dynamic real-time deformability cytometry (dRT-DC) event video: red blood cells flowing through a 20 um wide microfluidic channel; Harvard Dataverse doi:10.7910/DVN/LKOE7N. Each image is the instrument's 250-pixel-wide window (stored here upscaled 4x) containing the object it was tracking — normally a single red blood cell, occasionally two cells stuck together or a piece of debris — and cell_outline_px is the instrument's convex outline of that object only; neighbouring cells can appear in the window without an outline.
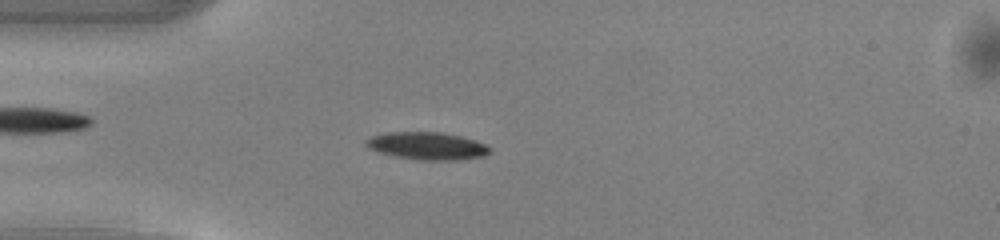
{"species": "common noctule bat (a hibernating species)", "species_latin": "Nyctalus noctula", "temperature_condition": "warm", "stored_images_in_passage": 49, "camera_frame_rate_fps": 3000, "um_per_image_px": 0.085, "animal": {"sex": "male", "body_mass_g": 13.0, "forearm_length_mm": 53.1}, "frame": {"image": 1, "passage_image": 13, "time_ms": 4.0, "image_size_px": [1000, 240], "cell_outline_px": [[492, 148], [484, 156], [460, 160], [420, 160], [396, 156], [376, 152], [368, 148], [364, 144], [364, 140], [372, 136], [388, 132], [440, 132], [460, 136], [484, 144]], "centroid_in_image_um": [36.26, 12.4], "position_along_channel_um": 48.7, "area_um2": 19.83}}
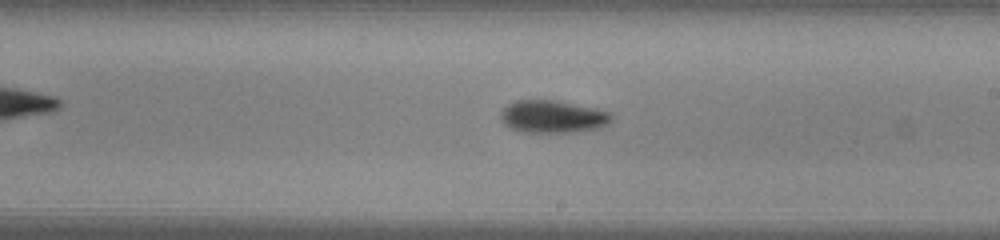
{"frame": {"image": 2, "passage_image": 28, "time_ms": 9.0, "image_size_px": [1000, 240], "cell_outline_px": [[612, 120], [608, 124], [596, 128], [568, 132], [524, 132], [512, 128], [504, 124], [500, 116], [504, 108], [508, 104], [516, 100], [556, 100], [596, 108], [612, 112]], "centroid_in_image_um": [47.0, 9.9], "position_along_channel_um": 242.0, "area_um2": 20.87}}
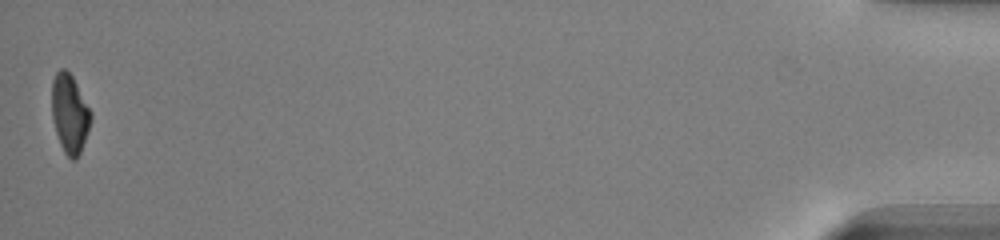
{"frame": {"image": 3, "passage_image": 49, "time_ms": 16.0, "image_size_px": [1000, 240], "cell_outline_px": [[92, 120], [80, 152], [76, 160], [72, 160], [64, 152], [60, 144], [56, 132], [52, 116], [52, 80], [56, 72], [60, 68], [64, 68], [72, 76], [92, 112]], "centroid_in_image_um": [5.93, 9.65], "position_along_channel_um": 429.3, "area_um2": 17.86}, "authors_computed_cell_mechanics": {"area_um2": 19.1318, "velocity_mm_per_s": 4.1234, "shape_relaxation_time_tau1_ms": 2.4655, "shape_relaxation_time_tau2_ms": 8.9778, "deformation_change_tau1": 0.149, "deformation_change_tau2": 0.1842}}